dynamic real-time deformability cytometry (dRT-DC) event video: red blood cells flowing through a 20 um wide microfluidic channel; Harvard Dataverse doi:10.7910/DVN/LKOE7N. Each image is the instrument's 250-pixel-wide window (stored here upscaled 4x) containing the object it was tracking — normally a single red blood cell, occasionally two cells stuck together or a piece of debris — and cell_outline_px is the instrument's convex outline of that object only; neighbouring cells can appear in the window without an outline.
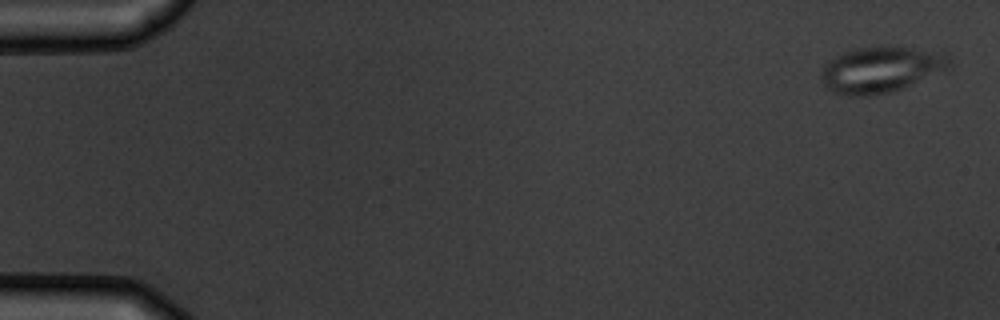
{"species": "common noctule bat (a hibernating species)", "species_latin": "Nyctalus noctula", "temperature_condition": "warm", "stored_images_in_passage": 6, "camera_frame_rate_fps": 3000, "um_per_image_px": 0.085, "animal": {"sex": "male", "body_mass_g": 19.5, "forearm_length_mm": 54.6}, "frame": {"image": 1, "passage_image": 1, "time_ms": 0.0, "image_size_px": [1000, 320], "cell_outline_px": [[952, 68], [892, 92], [868, 96], [848, 96], [832, 92], [824, 84], [820, 76], [824, 64], [828, 60], [844, 52], [860, 48], [912, 48], [948, 56]], "centroid_in_image_um": [74.83, 5.96], "position_along_channel_um": 10.2, "area_um2": 33.7}}